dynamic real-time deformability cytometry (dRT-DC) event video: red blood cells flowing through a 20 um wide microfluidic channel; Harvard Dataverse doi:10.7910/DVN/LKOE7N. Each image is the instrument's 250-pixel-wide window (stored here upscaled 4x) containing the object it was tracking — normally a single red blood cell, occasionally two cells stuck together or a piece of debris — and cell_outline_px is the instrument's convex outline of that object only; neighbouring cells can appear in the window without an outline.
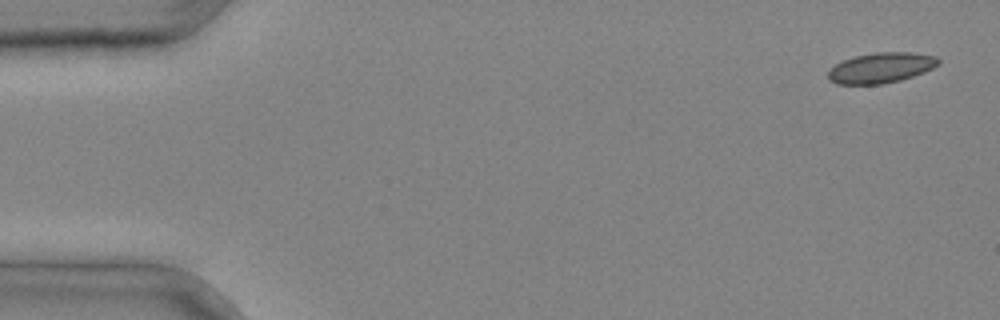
{"species": "common noctule bat (a hibernating species)", "species_latin": "Nyctalus noctula", "temperature_condition": "cold", "stored_images_in_passage": 3, "camera_frame_rate_fps": 3000, "um_per_image_px": 0.085, "animal": {"sex": "male", "body_mass_g": 20.4}, "frame": {"image": 1, "passage_image": 1, "time_ms": 0.0, "image_size_px": [1000, 320], "cell_outline_px": [[940, 64], [924, 72], [900, 80], [880, 84], [836, 84], [828, 80], [828, 72], [840, 60], [856, 56], [876, 52], [912, 52], [936, 56], [940, 60]], "centroid_in_image_um": [74.88, 5.76], "position_along_channel_um": 10.1, "area_um2": 19.54}}
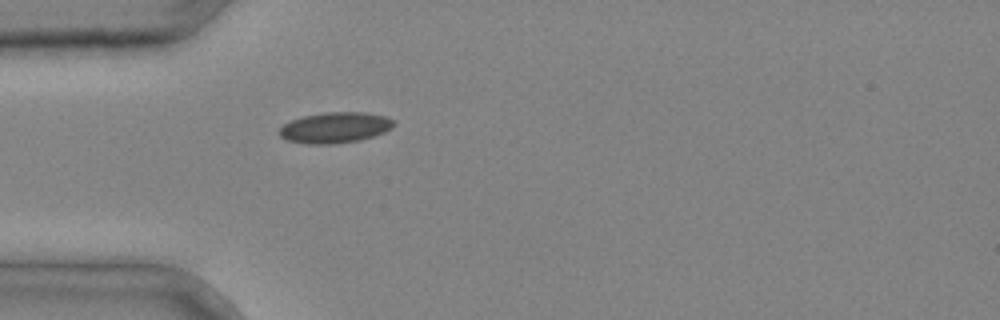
{"frame": {"image": 2, "passage_image": 3, "time_ms": 0.667, "image_size_px": [1000, 320], "cell_outline_px": [[396, 124], [392, 128], [384, 132], [360, 140], [336, 144], [304, 144], [288, 140], [280, 136], [280, 128], [284, 124], [292, 120], [304, 116], [324, 112], [364, 112], [388, 116], [396, 120]], "centroid_in_image_um": [28.53, 10.84], "position_along_channel_um": 56.5, "area_um2": 20.69}}